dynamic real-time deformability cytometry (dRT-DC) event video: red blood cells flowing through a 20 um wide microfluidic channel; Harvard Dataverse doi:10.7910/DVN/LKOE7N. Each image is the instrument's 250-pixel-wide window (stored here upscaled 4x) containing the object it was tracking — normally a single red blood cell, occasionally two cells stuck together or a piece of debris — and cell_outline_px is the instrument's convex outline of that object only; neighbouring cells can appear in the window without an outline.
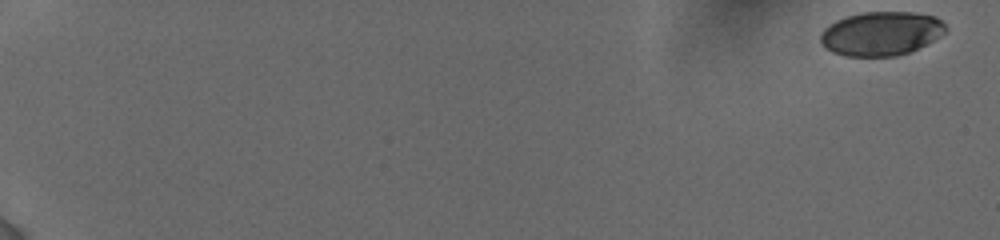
{"species": "human", "species_latin": "Homo sapiens", "temperature_condition": "cold", "stored_images_in_passage": 31, "camera_frame_rate_fps": 3000, "um_per_image_px": 0.085, "donor": {"sex": "female"}, "frame": {"image": 1, "passage_image": 1, "time_ms": 0.0, "image_size_px": [1000, 240], "cell_outline_px": [[948, 28], [940, 36], [908, 52], [896, 56], [844, 56], [832, 52], [824, 48], [820, 40], [820, 36], [824, 28], [836, 20], [848, 16], [864, 12], [916, 12], [936, 16]], "centroid_in_image_um": [74.87, 2.85], "position_along_channel_um": 10.1, "area_um2": 31.96}}
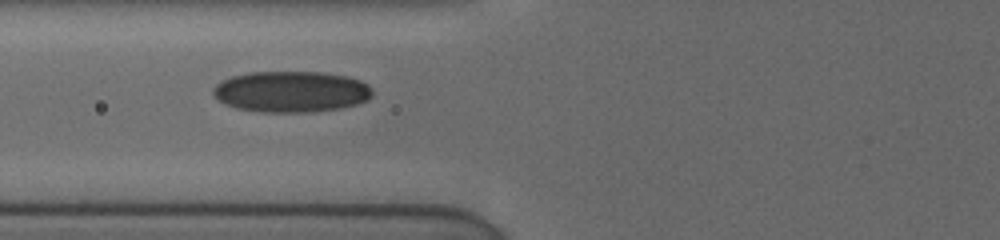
{"frame": {"image": 2, "passage_image": 26, "time_ms": 8.0, "image_size_px": [1000, 240], "cell_outline_px": [[372, 96], [368, 100], [356, 104], [340, 108], [312, 112], [260, 112], [236, 108], [220, 100], [212, 92], [212, 88], [220, 80], [232, 76], [248, 72], [320, 72], [348, 76], [360, 80], [368, 84], [372, 88]], "centroid_in_image_um": [24.77, 7.78], "position_along_channel_um": 101.0, "area_um2": 38.32}}
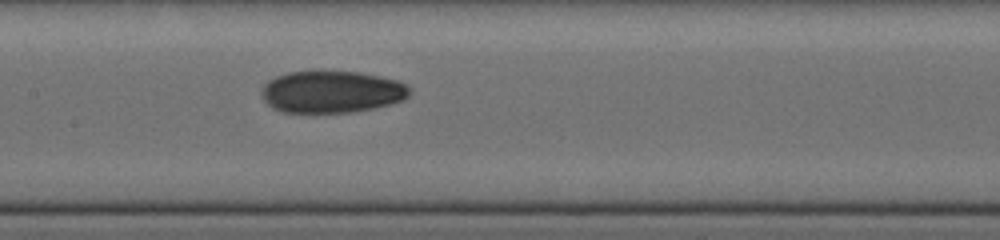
{"frame": {"image": 3, "passage_image": 31, "time_ms": 10.0, "image_size_px": [1000, 240], "cell_outline_px": [[412, 92], [404, 100], [392, 104], [352, 112], [284, 112], [272, 108], [264, 100], [260, 92], [264, 84], [268, 80], [276, 76], [288, 72], [360, 72], [380, 76], [396, 80], [408, 84], [412, 88]], "centroid_in_image_um": [28.23, 7.81], "position_along_channel_um": 179.2, "area_um2": 36.36}}